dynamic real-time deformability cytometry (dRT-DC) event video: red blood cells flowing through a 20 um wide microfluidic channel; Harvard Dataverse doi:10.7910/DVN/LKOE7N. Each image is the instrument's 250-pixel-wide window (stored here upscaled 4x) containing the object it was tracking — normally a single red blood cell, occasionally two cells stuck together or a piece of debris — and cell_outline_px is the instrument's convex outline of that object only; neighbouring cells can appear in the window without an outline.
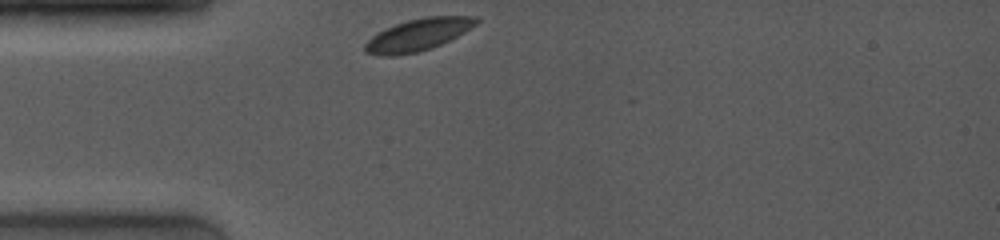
{"species": "common noctule bat (a hibernating species)", "species_latin": "Nyctalus noctula", "temperature_condition": "room temperature", "stored_images_in_passage": 4, "camera_frame_rate_fps": 4000, "um_per_image_px": 0.085, "animal": {"sex": "female", "body_mass_g": 19.0, "forearm_length_mm": 53.3}, "frame": {"image": 1, "passage_image": 1, "time_ms": 0.0, "image_size_px": [1000, 240], "cell_outline_px": [[480, 20], [476, 24], [464, 32], [432, 48], [416, 52], [392, 56], [384, 56], [364, 52], [364, 44], [372, 36], [384, 28], [408, 20], [424, 16], [476, 16]], "centroid_in_image_um": [35.52, 2.94], "position_along_channel_um": 49.5, "area_um2": 20.63}}